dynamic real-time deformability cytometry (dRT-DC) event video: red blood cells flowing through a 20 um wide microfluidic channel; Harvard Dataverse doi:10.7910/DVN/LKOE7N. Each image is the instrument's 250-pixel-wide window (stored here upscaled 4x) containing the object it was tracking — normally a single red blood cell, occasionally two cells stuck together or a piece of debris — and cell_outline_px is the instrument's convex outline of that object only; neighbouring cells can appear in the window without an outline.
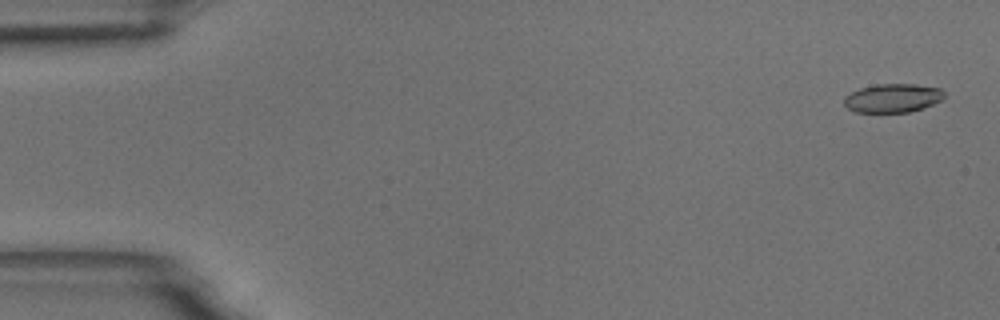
{"species": "common noctule bat (a hibernating species)", "species_latin": "Nyctalus noctula", "temperature_condition": "room temperature", "stored_images_in_passage": 56, "camera_frame_rate_fps": 3000, "um_per_image_px": 0.085, "animal": {"sex": "male", "body_mass_g": 18.8}, "frame": {"image": 1, "passage_image": 2, "time_ms": 0.333, "image_size_px": [1000, 320], "cell_outline_px": [[944, 96], [940, 100], [924, 108], [908, 112], [856, 112], [848, 108], [844, 104], [844, 96], [860, 88], [876, 84], [916, 84], [940, 88], [944, 92]], "centroid_in_image_um": [75.87, 8.33], "position_along_channel_um": 9.1, "area_um2": 16.7}}
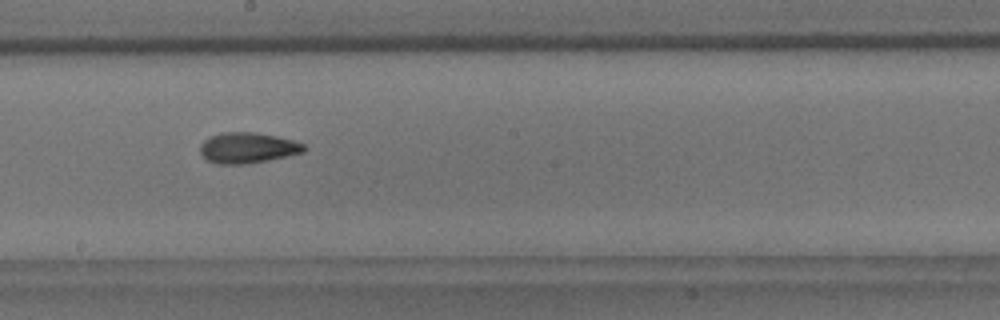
{"frame": {"image": 2, "passage_image": 31, "time_ms": 10.0, "image_size_px": [1000, 320], "cell_outline_px": [[308, 148], [304, 152], [268, 160], [248, 164], [216, 164], [208, 160], [200, 152], [200, 144], [204, 140], [220, 132], [256, 132], [276, 136], [292, 140], [304, 144]], "centroid_in_image_um": [21.05, 12.56], "position_along_channel_um": 227.1, "area_um2": 18.61}}
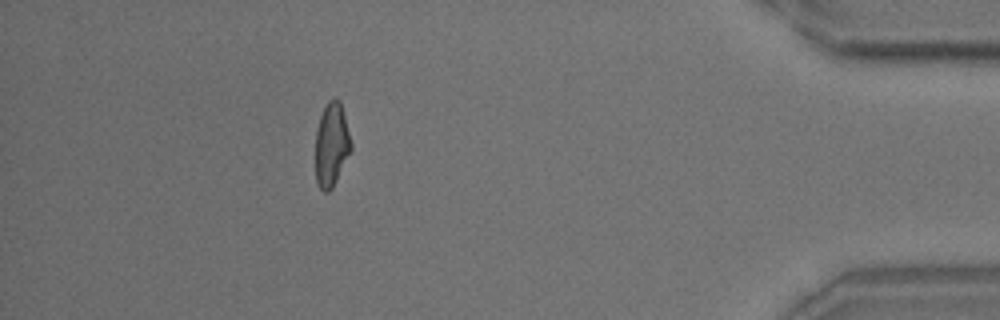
{"frame": {"image": 3, "passage_image": 50, "time_ms": 16.333, "image_size_px": [1000, 320], "cell_outline_px": [[352, 148], [332, 188], [328, 192], [324, 192], [320, 188], [316, 180], [316, 128], [320, 116], [328, 100], [340, 100], [352, 144]], "centroid_in_image_um": [28.17, 12.3], "position_along_channel_um": 407.0, "area_um2": 17.11}, "authors_computed_cell_mechanics": {"area_um2": 17.8024, "velocity_mm_per_s": 3.6376, "shape_relaxation_time_tau1_ms": 6.312, "shape_relaxation_time_tau2_ms": 3.0576, "deformation_change_tau1": 0.196, "deformation_change_tau2": 0.1003}}